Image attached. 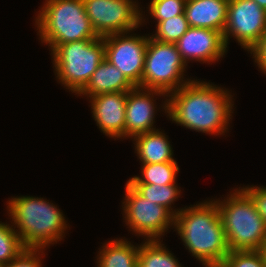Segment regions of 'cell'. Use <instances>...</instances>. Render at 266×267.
<instances>
[{"label":"cell","instance_id":"obj_11","mask_svg":"<svg viewBox=\"0 0 266 267\" xmlns=\"http://www.w3.org/2000/svg\"><path fill=\"white\" fill-rule=\"evenodd\" d=\"M134 31L103 37L105 58L116 66L134 85L141 87L149 34Z\"/></svg>","mask_w":266,"mask_h":267},{"label":"cell","instance_id":"obj_30","mask_svg":"<svg viewBox=\"0 0 266 267\" xmlns=\"http://www.w3.org/2000/svg\"><path fill=\"white\" fill-rule=\"evenodd\" d=\"M253 1L266 10V0H253Z\"/></svg>","mask_w":266,"mask_h":267},{"label":"cell","instance_id":"obj_13","mask_svg":"<svg viewBox=\"0 0 266 267\" xmlns=\"http://www.w3.org/2000/svg\"><path fill=\"white\" fill-rule=\"evenodd\" d=\"M175 44L187 66L189 61L203 64L219 62L228 52L223 34L208 28L189 27Z\"/></svg>","mask_w":266,"mask_h":267},{"label":"cell","instance_id":"obj_7","mask_svg":"<svg viewBox=\"0 0 266 267\" xmlns=\"http://www.w3.org/2000/svg\"><path fill=\"white\" fill-rule=\"evenodd\" d=\"M187 65L176 44L160 42L148 37L141 88L160 90L167 94L193 80L186 78Z\"/></svg>","mask_w":266,"mask_h":267},{"label":"cell","instance_id":"obj_12","mask_svg":"<svg viewBox=\"0 0 266 267\" xmlns=\"http://www.w3.org/2000/svg\"><path fill=\"white\" fill-rule=\"evenodd\" d=\"M159 97L163 99L161 106L157 108L156 100ZM161 107V111L168 115L167 93L138 86L129 90L126 100L125 139H132L139 134L157 130L154 126L155 116L158 112L157 109H161Z\"/></svg>","mask_w":266,"mask_h":267},{"label":"cell","instance_id":"obj_1","mask_svg":"<svg viewBox=\"0 0 266 267\" xmlns=\"http://www.w3.org/2000/svg\"><path fill=\"white\" fill-rule=\"evenodd\" d=\"M201 79L168 94L170 121L190 131L214 136L229 132L234 113L232 91Z\"/></svg>","mask_w":266,"mask_h":267},{"label":"cell","instance_id":"obj_4","mask_svg":"<svg viewBox=\"0 0 266 267\" xmlns=\"http://www.w3.org/2000/svg\"><path fill=\"white\" fill-rule=\"evenodd\" d=\"M35 18L41 43L52 51L57 45L98 38L83 0H45Z\"/></svg>","mask_w":266,"mask_h":267},{"label":"cell","instance_id":"obj_2","mask_svg":"<svg viewBox=\"0 0 266 267\" xmlns=\"http://www.w3.org/2000/svg\"><path fill=\"white\" fill-rule=\"evenodd\" d=\"M173 230L203 267L220 266L230 252L213 198L182 207L175 215Z\"/></svg>","mask_w":266,"mask_h":267},{"label":"cell","instance_id":"obj_10","mask_svg":"<svg viewBox=\"0 0 266 267\" xmlns=\"http://www.w3.org/2000/svg\"><path fill=\"white\" fill-rule=\"evenodd\" d=\"M266 32V10L253 0H229L223 31L225 45L233 38L244 50H250Z\"/></svg>","mask_w":266,"mask_h":267},{"label":"cell","instance_id":"obj_16","mask_svg":"<svg viewBox=\"0 0 266 267\" xmlns=\"http://www.w3.org/2000/svg\"><path fill=\"white\" fill-rule=\"evenodd\" d=\"M134 87L116 66L104 58L77 96H85L88 99L110 92H128Z\"/></svg>","mask_w":266,"mask_h":267},{"label":"cell","instance_id":"obj_3","mask_svg":"<svg viewBox=\"0 0 266 267\" xmlns=\"http://www.w3.org/2000/svg\"><path fill=\"white\" fill-rule=\"evenodd\" d=\"M6 207L8 219L25 248L47 249L61 242L70 229L59 206L46 198L13 196Z\"/></svg>","mask_w":266,"mask_h":267},{"label":"cell","instance_id":"obj_6","mask_svg":"<svg viewBox=\"0 0 266 267\" xmlns=\"http://www.w3.org/2000/svg\"><path fill=\"white\" fill-rule=\"evenodd\" d=\"M50 55L57 82L76 95L105 58L104 41L98 37L59 44Z\"/></svg>","mask_w":266,"mask_h":267},{"label":"cell","instance_id":"obj_5","mask_svg":"<svg viewBox=\"0 0 266 267\" xmlns=\"http://www.w3.org/2000/svg\"><path fill=\"white\" fill-rule=\"evenodd\" d=\"M226 197L213 199L217 206L230 251L260 250L266 225L251 199L239 186ZM223 198V199H222Z\"/></svg>","mask_w":266,"mask_h":267},{"label":"cell","instance_id":"obj_17","mask_svg":"<svg viewBox=\"0 0 266 267\" xmlns=\"http://www.w3.org/2000/svg\"><path fill=\"white\" fill-rule=\"evenodd\" d=\"M161 129L134 136L131 140L134 151L141 164L177 162L173 158V147L168 135Z\"/></svg>","mask_w":266,"mask_h":267},{"label":"cell","instance_id":"obj_25","mask_svg":"<svg viewBox=\"0 0 266 267\" xmlns=\"http://www.w3.org/2000/svg\"><path fill=\"white\" fill-rule=\"evenodd\" d=\"M219 267H266L259 250L230 251Z\"/></svg>","mask_w":266,"mask_h":267},{"label":"cell","instance_id":"obj_15","mask_svg":"<svg viewBox=\"0 0 266 267\" xmlns=\"http://www.w3.org/2000/svg\"><path fill=\"white\" fill-rule=\"evenodd\" d=\"M229 0H187L184 13L189 27L208 28L223 34Z\"/></svg>","mask_w":266,"mask_h":267},{"label":"cell","instance_id":"obj_26","mask_svg":"<svg viewBox=\"0 0 266 267\" xmlns=\"http://www.w3.org/2000/svg\"><path fill=\"white\" fill-rule=\"evenodd\" d=\"M46 249L25 248L17 257L3 267H43Z\"/></svg>","mask_w":266,"mask_h":267},{"label":"cell","instance_id":"obj_29","mask_svg":"<svg viewBox=\"0 0 266 267\" xmlns=\"http://www.w3.org/2000/svg\"><path fill=\"white\" fill-rule=\"evenodd\" d=\"M259 251L262 254V257L264 259V263H265V266H266V239L263 242L262 246L260 247V250Z\"/></svg>","mask_w":266,"mask_h":267},{"label":"cell","instance_id":"obj_14","mask_svg":"<svg viewBox=\"0 0 266 267\" xmlns=\"http://www.w3.org/2000/svg\"><path fill=\"white\" fill-rule=\"evenodd\" d=\"M88 100L93 120L101 133L114 140L125 139L127 92L100 94Z\"/></svg>","mask_w":266,"mask_h":267},{"label":"cell","instance_id":"obj_24","mask_svg":"<svg viewBox=\"0 0 266 267\" xmlns=\"http://www.w3.org/2000/svg\"><path fill=\"white\" fill-rule=\"evenodd\" d=\"M187 0H151L148 8L150 18L154 19L155 23L167 20L177 15L184 13Z\"/></svg>","mask_w":266,"mask_h":267},{"label":"cell","instance_id":"obj_28","mask_svg":"<svg viewBox=\"0 0 266 267\" xmlns=\"http://www.w3.org/2000/svg\"><path fill=\"white\" fill-rule=\"evenodd\" d=\"M254 60L255 66H258L259 71L266 75V32L260 38L259 42L249 52Z\"/></svg>","mask_w":266,"mask_h":267},{"label":"cell","instance_id":"obj_27","mask_svg":"<svg viewBox=\"0 0 266 267\" xmlns=\"http://www.w3.org/2000/svg\"><path fill=\"white\" fill-rule=\"evenodd\" d=\"M241 188L251 197L266 225V186L246 185Z\"/></svg>","mask_w":266,"mask_h":267},{"label":"cell","instance_id":"obj_8","mask_svg":"<svg viewBox=\"0 0 266 267\" xmlns=\"http://www.w3.org/2000/svg\"><path fill=\"white\" fill-rule=\"evenodd\" d=\"M124 192L121 207L128 230L143 240H163L165 233L174 228L175 216L164 206L145 199L128 182Z\"/></svg>","mask_w":266,"mask_h":267},{"label":"cell","instance_id":"obj_20","mask_svg":"<svg viewBox=\"0 0 266 267\" xmlns=\"http://www.w3.org/2000/svg\"><path fill=\"white\" fill-rule=\"evenodd\" d=\"M177 162H163L158 164H141V175L132 176L128 183H144L155 185L177 184L179 173Z\"/></svg>","mask_w":266,"mask_h":267},{"label":"cell","instance_id":"obj_23","mask_svg":"<svg viewBox=\"0 0 266 267\" xmlns=\"http://www.w3.org/2000/svg\"><path fill=\"white\" fill-rule=\"evenodd\" d=\"M25 249L11 223L0 221V263L5 265Z\"/></svg>","mask_w":266,"mask_h":267},{"label":"cell","instance_id":"obj_22","mask_svg":"<svg viewBox=\"0 0 266 267\" xmlns=\"http://www.w3.org/2000/svg\"><path fill=\"white\" fill-rule=\"evenodd\" d=\"M155 25V34L151 33L150 36L157 41L172 44H175L189 28L185 13L161 21Z\"/></svg>","mask_w":266,"mask_h":267},{"label":"cell","instance_id":"obj_18","mask_svg":"<svg viewBox=\"0 0 266 267\" xmlns=\"http://www.w3.org/2000/svg\"><path fill=\"white\" fill-rule=\"evenodd\" d=\"M100 248L96 267H138L139 245L128 241V238L111 239Z\"/></svg>","mask_w":266,"mask_h":267},{"label":"cell","instance_id":"obj_19","mask_svg":"<svg viewBox=\"0 0 266 267\" xmlns=\"http://www.w3.org/2000/svg\"><path fill=\"white\" fill-rule=\"evenodd\" d=\"M163 240H144L139 244L138 267H183Z\"/></svg>","mask_w":266,"mask_h":267},{"label":"cell","instance_id":"obj_9","mask_svg":"<svg viewBox=\"0 0 266 267\" xmlns=\"http://www.w3.org/2000/svg\"><path fill=\"white\" fill-rule=\"evenodd\" d=\"M86 14L98 35L136 31L146 25L145 11L131 0H83ZM145 17V18H144Z\"/></svg>","mask_w":266,"mask_h":267},{"label":"cell","instance_id":"obj_21","mask_svg":"<svg viewBox=\"0 0 266 267\" xmlns=\"http://www.w3.org/2000/svg\"><path fill=\"white\" fill-rule=\"evenodd\" d=\"M141 196L153 203L164 206L174 216L182 208H174L175 202L181 197V188L178 184L158 186L155 184L129 183ZM174 208V209H173Z\"/></svg>","mask_w":266,"mask_h":267},{"label":"cell","instance_id":"obj_31","mask_svg":"<svg viewBox=\"0 0 266 267\" xmlns=\"http://www.w3.org/2000/svg\"><path fill=\"white\" fill-rule=\"evenodd\" d=\"M131 1H134L140 7L139 1L138 2L136 0H131Z\"/></svg>","mask_w":266,"mask_h":267}]
</instances>
